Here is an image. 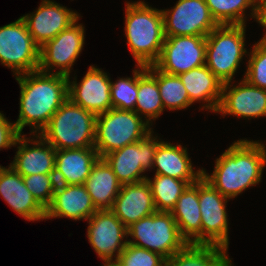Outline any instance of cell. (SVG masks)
I'll list each match as a JSON object with an SVG mask.
<instances>
[{
    "label": "cell",
    "mask_w": 266,
    "mask_h": 266,
    "mask_svg": "<svg viewBox=\"0 0 266 266\" xmlns=\"http://www.w3.org/2000/svg\"><path fill=\"white\" fill-rule=\"evenodd\" d=\"M20 86L17 130L32 127L30 135L39 134L54 113L68 99V76L39 70L15 76Z\"/></svg>",
    "instance_id": "obj_1"
},
{
    "label": "cell",
    "mask_w": 266,
    "mask_h": 266,
    "mask_svg": "<svg viewBox=\"0 0 266 266\" xmlns=\"http://www.w3.org/2000/svg\"><path fill=\"white\" fill-rule=\"evenodd\" d=\"M265 144L240 139L215 161L212 174L203 168L202 176L224 197L232 199L261 182L266 165Z\"/></svg>",
    "instance_id": "obj_2"
},
{
    "label": "cell",
    "mask_w": 266,
    "mask_h": 266,
    "mask_svg": "<svg viewBox=\"0 0 266 266\" xmlns=\"http://www.w3.org/2000/svg\"><path fill=\"white\" fill-rule=\"evenodd\" d=\"M125 37L137 65H153L165 40L162 10L144 1L126 2Z\"/></svg>",
    "instance_id": "obj_3"
},
{
    "label": "cell",
    "mask_w": 266,
    "mask_h": 266,
    "mask_svg": "<svg viewBox=\"0 0 266 266\" xmlns=\"http://www.w3.org/2000/svg\"><path fill=\"white\" fill-rule=\"evenodd\" d=\"M96 115L69 98L39 135L56 150L94 147Z\"/></svg>",
    "instance_id": "obj_4"
},
{
    "label": "cell",
    "mask_w": 266,
    "mask_h": 266,
    "mask_svg": "<svg viewBox=\"0 0 266 266\" xmlns=\"http://www.w3.org/2000/svg\"><path fill=\"white\" fill-rule=\"evenodd\" d=\"M153 129L135 111L111 108L96 116L94 148L100 158L146 137Z\"/></svg>",
    "instance_id": "obj_5"
},
{
    "label": "cell",
    "mask_w": 266,
    "mask_h": 266,
    "mask_svg": "<svg viewBox=\"0 0 266 266\" xmlns=\"http://www.w3.org/2000/svg\"><path fill=\"white\" fill-rule=\"evenodd\" d=\"M246 25H218L206 36V66L224 84L232 82L244 55Z\"/></svg>",
    "instance_id": "obj_6"
},
{
    "label": "cell",
    "mask_w": 266,
    "mask_h": 266,
    "mask_svg": "<svg viewBox=\"0 0 266 266\" xmlns=\"http://www.w3.org/2000/svg\"><path fill=\"white\" fill-rule=\"evenodd\" d=\"M128 243L169 258L188 243L181 236L171 212L156 211L127 228Z\"/></svg>",
    "instance_id": "obj_7"
},
{
    "label": "cell",
    "mask_w": 266,
    "mask_h": 266,
    "mask_svg": "<svg viewBox=\"0 0 266 266\" xmlns=\"http://www.w3.org/2000/svg\"><path fill=\"white\" fill-rule=\"evenodd\" d=\"M39 61L40 47L21 17L0 27V62L10 68L14 76L38 70Z\"/></svg>",
    "instance_id": "obj_8"
},
{
    "label": "cell",
    "mask_w": 266,
    "mask_h": 266,
    "mask_svg": "<svg viewBox=\"0 0 266 266\" xmlns=\"http://www.w3.org/2000/svg\"><path fill=\"white\" fill-rule=\"evenodd\" d=\"M150 132L142 140L128 144L103 157L112 168L121 184L138 183L146 180L145 171L152 170L157 145L162 141Z\"/></svg>",
    "instance_id": "obj_9"
},
{
    "label": "cell",
    "mask_w": 266,
    "mask_h": 266,
    "mask_svg": "<svg viewBox=\"0 0 266 266\" xmlns=\"http://www.w3.org/2000/svg\"><path fill=\"white\" fill-rule=\"evenodd\" d=\"M228 198L216 190L203 176L199 178V206L201 211V244L228 249Z\"/></svg>",
    "instance_id": "obj_10"
},
{
    "label": "cell",
    "mask_w": 266,
    "mask_h": 266,
    "mask_svg": "<svg viewBox=\"0 0 266 266\" xmlns=\"http://www.w3.org/2000/svg\"><path fill=\"white\" fill-rule=\"evenodd\" d=\"M79 19L80 17L40 47L39 71L70 76L71 68L81 54L85 43V28L81 23L78 24ZM55 67L59 69L53 72Z\"/></svg>",
    "instance_id": "obj_11"
},
{
    "label": "cell",
    "mask_w": 266,
    "mask_h": 266,
    "mask_svg": "<svg viewBox=\"0 0 266 266\" xmlns=\"http://www.w3.org/2000/svg\"><path fill=\"white\" fill-rule=\"evenodd\" d=\"M162 13L165 37L207 36L219 25L204 0H178Z\"/></svg>",
    "instance_id": "obj_12"
},
{
    "label": "cell",
    "mask_w": 266,
    "mask_h": 266,
    "mask_svg": "<svg viewBox=\"0 0 266 266\" xmlns=\"http://www.w3.org/2000/svg\"><path fill=\"white\" fill-rule=\"evenodd\" d=\"M206 64V36L165 37L159 59L153 64L158 70L179 75Z\"/></svg>",
    "instance_id": "obj_13"
},
{
    "label": "cell",
    "mask_w": 266,
    "mask_h": 266,
    "mask_svg": "<svg viewBox=\"0 0 266 266\" xmlns=\"http://www.w3.org/2000/svg\"><path fill=\"white\" fill-rule=\"evenodd\" d=\"M87 221V238L98 257L116 261L128 244L127 228L111 210H97Z\"/></svg>",
    "instance_id": "obj_14"
},
{
    "label": "cell",
    "mask_w": 266,
    "mask_h": 266,
    "mask_svg": "<svg viewBox=\"0 0 266 266\" xmlns=\"http://www.w3.org/2000/svg\"><path fill=\"white\" fill-rule=\"evenodd\" d=\"M70 81L68 76V98L96 116L112 108L111 79L101 68L89 67L81 82Z\"/></svg>",
    "instance_id": "obj_15"
},
{
    "label": "cell",
    "mask_w": 266,
    "mask_h": 266,
    "mask_svg": "<svg viewBox=\"0 0 266 266\" xmlns=\"http://www.w3.org/2000/svg\"><path fill=\"white\" fill-rule=\"evenodd\" d=\"M77 13L55 1L42 0L35 12L21 18L25 21L32 39L42 47L74 23L80 17Z\"/></svg>",
    "instance_id": "obj_16"
},
{
    "label": "cell",
    "mask_w": 266,
    "mask_h": 266,
    "mask_svg": "<svg viewBox=\"0 0 266 266\" xmlns=\"http://www.w3.org/2000/svg\"><path fill=\"white\" fill-rule=\"evenodd\" d=\"M216 113L248 120L266 117V89L251 85L244 78L236 86L231 82L224 83Z\"/></svg>",
    "instance_id": "obj_17"
},
{
    "label": "cell",
    "mask_w": 266,
    "mask_h": 266,
    "mask_svg": "<svg viewBox=\"0 0 266 266\" xmlns=\"http://www.w3.org/2000/svg\"><path fill=\"white\" fill-rule=\"evenodd\" d=\"M21 134L15 145L16 155L10 166L22 177L32 174H54L56 149L39 134L32 139ZM32 145V147L30 146Z\"/></svg>",
    "instance_id": "obj_18"
},
{
    "label": "cell",
    "mask_w": 266,
    "mask_h": 266,
    "mask_svg": "<svg viewBox=\"0 0 266 266\" xmlns=\"http://www.w3.org/2000/svg\"><path fill=\"white\" fill-rule=\"evenodd\" d=\"M0 196L27 221L45 219V209L37 202L25 185L23 177L10 165H0Z\"/></svg>",
    "instance_id": "obj_19"
},
{
    "label": "cell",
    "mask_w": 266,
    "mask_h": 266,
    "mask_svg": "<svg viewBox=\"0 0 266 266\" xmlns=\"http://www.w3.org/2000/svg\"><path fill=\"white\" fill-rule=\"evenodd\" d=\"M97 209L84 184H57L50 205L45 210V220L66 217L88 220Z\"/></svg>",
    "instance_id": "obj_20"
},
{
    "label": "cell",
    "mask_w": 266,
    "mask_h": 266,
    "mask_svg": "<svg viewBox=\"0 0 266 266\" xmlns=\"http://www.w3.org/2000/svg\"><path fill=\"white\" fill-rule=\"evenodd\" d=\"M111 211L126 228L156 212L149 183L122 184Z\"/></svg>",
    "instance_id": "obj_21"
},
{
    "label": "cell",
    "mask_w": 266,
    "mask_h": 266,
    "mask_svg": "<svg viewBox=\"0 0 266 266\" xmlns=\"http://www.w3.org/2000/svg\"><path fill=\"white\" fill-rule=\"evenodd\" d=\"M99 158L94 147L56 150L54 175L57 184H84Z\"/></svg>",
    "instance_id": "obj_22"
},
{
    "label": "cell",
    "mask_w": 266,
    "mask_h": 266,
    "mask_svg": "<svg viewBox=\"0 0 266 266\" xmlns=\"http://www.w3.org/2000/svg\"><path fill=\"white\" fill-rule=\"evenodd\" d=\"M187 148L181 144L173 145L168 141H161L156 148L152 169L156 167V173L175 179L195 183L203 174V169L195 171Z\"/></svg>",
    "instance_id": "obj_23"
},
{
    "label": "cell",
    "mask_w": 266,
    "mask_h": 266,
    "mask_svg": "<svg viewBox=\"0 0 266 266\" xmlns=\"http://www.w3.org/2000/svg\"><path fill=\"white\" fill-rule=\"evenodd\" d=\"M186 88L190 102H204L202 110L216 113L223 83L206 66H199L178 75Z\"/></svg>",
    "instance_id": "obj_24"
},
{
    "label": "cell",
    "mask_w": 266,
    "mask_h": 266,
    "mask_svg": "<svg viewBox=\"0 0 266 266\" xmlns=\"http://www.w3.org/2000/svg\"><path fill=\"white\" fill-rule=\"evenodd\" d=\"M181 236L191 244H201V211L199 206V179L189 184L171 210Z\"/></svg>",
    "instance_id": "obj_25"
},
{
    "label": "cell",
    "mask_w": 266,
    "mask_h": 266,
    "mask_svg": "<svg viewBox=\"0 0 266 266\" xmlns=\"http://www.w3.org/2000/svg\"><path fill=\"white\" fill-rule=\"evenodd\" d=\"M84 186L97 210H111L122 184L108 163L103 158H99L92 167Z\"/></svg>",
    "instance_id": "obj_26"
},
{
    "label": "cell",
    "mask_w": 266,
    "mask_h": 266,
    "mask_svg": "<svg viewBox=\"0 0 266 266\" xmlns=\"http://www.w3.org/2000/svg\"><path fill=\"white\" fill-rule=\"evenodd\" d=\"M134 111L151 126L152 120L158 119L164 111L157 80L143 65H138V93Z\"/></svg>",
    "instance_id": "obj_27"
},
{
    "label": "cell",
    "mask_w": 266,
    "mask_h": 266,
    "mask_svg": "<svg viewBox=\"0 0 266 266\" xmlns=\"http://www.w3.org/2000/svg\"><path fill=\"white\" fill-rule=\"evenodd\" d=\"M212 17L219 25H246L245 10L251 9V17L259 21L258 0H204Z\"/></svg>",
    "instance_id": "obj_28"
},
{
    "label": "cell",
    "mask_w": 266,
    "mask_h": 266,
    "mask_svg": "<svg viewBox=\"0 0 266 266\" xmlns=\"http://www.w3.org/2000/svg\"><path fill=\"white\" fill-rule=\"evenodd\" d=\"M147 71L157 80L164 110H182L191 106L188 93L178 75L168 74L158 70L154 65H148Z\"/></svg>",
    "instance_id": "obj_29"
},
{
    "label": "cell",
    "mask_w": 266,
    "mask_h": 266,
    "mask_svg": "<svg viewBox=\"0 0 266 266\" xmlns=\"http://www.w3.org/2000/svg\"><path fill=\"white\" fill-rule=\"evenodd\" d=\"M151 188L156 211L171 212L178 198L189 183L166 175L154 174V178H146Z\"/></svg>",
    "instance_id": "obj_30"
},
{
    "label": "cell",
    "mask_w": 266,
    "mask_h": 266,
    "mask_svg": "<svg viewBox=\"0 0 266 266\" xmlns=\"http://www.w3.org/2000/svg\"><path fill=\"white\" fill-rule=\"evenodd\" d=\"M133 70V77L119 78L111 82L112 108L120 110H135L138 93V65Z\"/></svg>",
    "instance_id": "obj_31"
},
{
    "label": "cell",
    "mask_w": 266,
    "mask_h": 266,
    "mask_svg": "<svg viewBox=\"0 0 266 266\" xmlns=\"http://www.w3.org/2000/svg\"><path fill=\"white\" fill-rule=\"evenodd\" d=\"M248 53L244 79L251 85L266 89V41L260 39Z\"/></svg>",
    "instance_id": "obj_32"
},
{
    "label": "cell",
    "mask_w": 266,
    "mask_h": 266,
    "mask_svg": "<svg viewBox=\"0 0 266 266\" xmlns=\"http://www.w3.org/2000/svg\"><path fill=\"white\" fill-rule=\"evenodd\" d=\"M28 190L37 202L46 210L50 205L57 186L54 174H32L23 177Z\"/></svg>",
    "instance_id": "obj_33"
},
{
    "label": "cell",
    "mask_w": 266,
    "mask_h": 266,
    "mask_svg": "<svg viewBox=\"0 0 266 266\" xmlns=\"http://www.w3.org/2000/svg\"><path fill=\"white\" fill-rule=\"evenodd\" d=\"M165 260L156 252L128 243L116 261L120 266H164Z\"/></svg>",
    "instance_id": "obj_34"
},
{
    "label": "cell",
    "mask_w": 266,
    "mask_h": 266,
    "mask_svg": "<svg viewBox=\"0 0 266 266\" xmlns=\"http://www.w3.org/2000/svg\"><path fill=\"white\" fill-rule=\"evenodd\" d=\"M20 135L16 124L8 121L0 112V150L16 146V141Z\"/></svg>",
    "instance_id": "obj_35"
},
{
    "label": "cell",
    "mask_w": 266,
    "mask_h": 266,
    "mask_svg": "<svg viewBox=\"0 0 266 266\" xmlns=\"http://www.w3.org/2000/svg\"><path fill=\"white\" fill-rule=\"evenodd\" d=\"M258 23L266 29V3L260 7V17ZM261 39L266 41V30Z\"/></svg>",
    "instance_id": "obj_36"
},
{
    "label": "cell",
    "mask_w": 266,
    "mask_h": 266,
    "mask_svg": "<svg viewBox=\"0 0 266 266\" xmlns=\"http://www.w3.org/2000/svg\"><path fill=\"white\" fill-rule=\"evenodd\" d=\"M103 266H120L117 261H105Z\"/></svg>",
    "instance_id": "obj_37"
},
{
    "label": "cell",
    "mask_w": 266,
    "mask_h": 266,
    "mask_svg": "<svg viewBox=\"0 0 266 266\" xmlns=\"http://www.w3.org/2000/svg\"><path fill=\"white\" fill-rule=\"evenodd\" d=\"M259 6L261 7L263 4L266 3V0H258Z\"/></svg>",
    "instance_id": "obj_38"
}]
</instances>
